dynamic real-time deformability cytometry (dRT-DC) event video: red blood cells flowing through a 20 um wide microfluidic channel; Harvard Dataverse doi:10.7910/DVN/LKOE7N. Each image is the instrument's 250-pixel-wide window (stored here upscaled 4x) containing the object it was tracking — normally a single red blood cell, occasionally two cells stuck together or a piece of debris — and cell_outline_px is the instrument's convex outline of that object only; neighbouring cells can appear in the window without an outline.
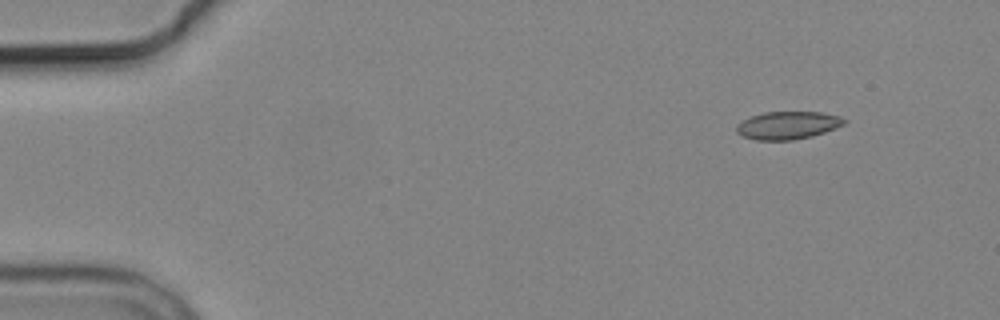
{"species": "common noctule bat (a hibernating species)", "species_latin": "Nyctalus noctula", "temperature_condition": "cold", "stored_images_in_passage": 3, "camera_frame_rate_fps": 3000, "um_per_image_px": 0.085, "animal": {"sex": "male", "body_mass_g": 19.2, "forearm_length_mm": 51.8}, "frame": {"image": 1, "passage_image": 1, "time_ms": 0.0, "image_size_px": [1000, 320], "cell_outline_px": [[848, 120], [844, 124], [836, 128], [812, 136], [792, 140], [756, 140], [744, 136], [736, 132], [736, 124], [752, 116], [764, 112], [824, 112], [840, 116]], "centroid_in_image_um": [66.99, 10.64], "position_along_channel_um": 18.0, "area_um2": 17.46}}